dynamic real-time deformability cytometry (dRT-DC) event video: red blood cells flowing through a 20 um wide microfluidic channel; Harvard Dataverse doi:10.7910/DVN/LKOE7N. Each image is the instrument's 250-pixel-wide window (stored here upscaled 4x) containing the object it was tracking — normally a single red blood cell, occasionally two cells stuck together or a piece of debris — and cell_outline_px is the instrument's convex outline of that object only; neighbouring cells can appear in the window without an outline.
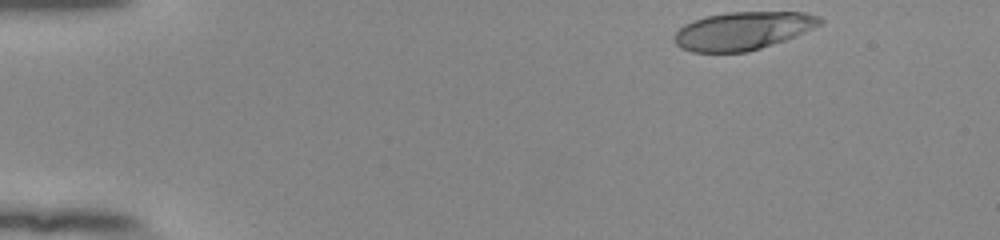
{"species": "human", "species_latin": "Homo sapiens", "temperature_condition": "room temperature", "stored_images_in_passage": 41, "camera_frame_rate_fps": 3000, "um_per_image_px": 0.085, "donor": {"sex": "female"}, "frame": {"image": 1, "passage_image": 1, "time_ms": 0.0, "image_size_px": [1000, 240], "cell_outline_px": [[824, 20], [820, 24], [796, 36], [748, 52], [692, 52], [680, 48], [676, 44], [676, 32], [684, 24], [692, 20], [708, 16], [728, 12], [804, 12], [820, 16]], "centroid_in_image_um": [63.15, 2.61], "position_along_channel_um": 21.9, "area_um2": 32.08}}
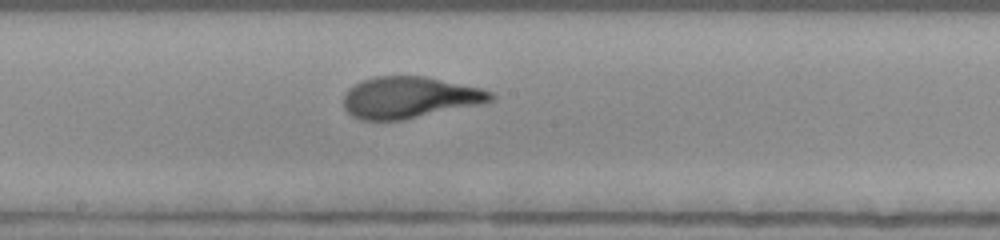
{"frame": {"image": 2, "passage_image": 24, "time_ms": 7.667, "image_size_px": [1000, 240], "cell_outline_px": [[496, 100], [480, 104], [404, 120], [360, 120], [352, 116], [344, 108], [344, 96], [348, 88], [372, 76], [424, 76], [480, 88], [492, 92], [496, 96]], "centroid_in_image_um": [34.81, 8.29], "position_along_channel_um": 213.4, "area_um2": 35.6}}
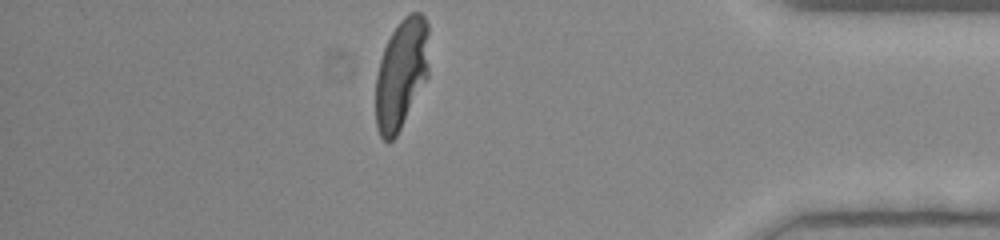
{"frame": {"image": 3, "passage_image": 41, "time_ms": 13.333, "image_size_px": [1000, 240], "cell_outline_px": [[428, 76], [396, 136], [388, 144], [380, 136], [376, 128], [376, 76], [380, 60], [384, 48], [392, 32], [400, 20], [404, 16], [412, 12], [420, 12], [424, 16], [428, 24]], "centroid_in_image_um": [34.11, 6.27], "position_along_channel_um": 401.1, "area_um2": 34.16}, "authors_computed_cell_mechanics": {"area_um2": 34.7956, "velocity_mm_per_s": 3.8817, "shape_relaxation_time_tau1_ms": 4.4275, "shape_relaxation_time_tau2_ms": null, "deformation_change_tau1": 0.206, "deformation_change_tau2": null}}